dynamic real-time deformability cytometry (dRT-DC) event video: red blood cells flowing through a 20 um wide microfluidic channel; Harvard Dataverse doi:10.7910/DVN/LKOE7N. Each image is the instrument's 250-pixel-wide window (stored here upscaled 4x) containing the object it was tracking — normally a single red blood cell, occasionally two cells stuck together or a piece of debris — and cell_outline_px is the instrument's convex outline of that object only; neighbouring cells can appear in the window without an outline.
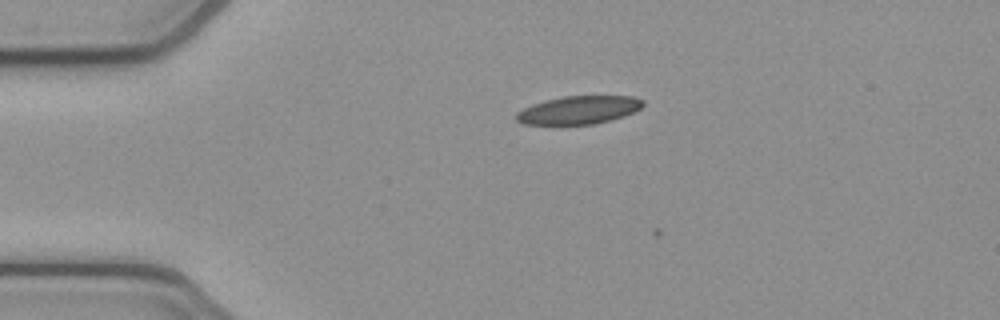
{"species": "common noctule bat (a hibernating species)", "species_latin": "Nyctalus noctula", "temperature_condition": "cold", "stored_images_in_passage": 3, "camera_frame_rate_fps": 3000, "um_per_image_px": 0.085, "animal": {"sex": "female", "body_mass_g": 21.9}, "frame": {"image": 1, "passage_image": 1, "time_ms": 0.0, "image_size_px": [1000, 320], "cell_outline_px": [[644, 104], [640, 108], [624, 116], [596, 124], [524, 124], [516, 120], [516, 112], [532, 104], [544, 100], [564, 96], [632, 96], [644, 100]], "centroid_in_image_um": [49.19, 9.34], "position_along_channel_um": 35.8, "area_um2": 20.69}}